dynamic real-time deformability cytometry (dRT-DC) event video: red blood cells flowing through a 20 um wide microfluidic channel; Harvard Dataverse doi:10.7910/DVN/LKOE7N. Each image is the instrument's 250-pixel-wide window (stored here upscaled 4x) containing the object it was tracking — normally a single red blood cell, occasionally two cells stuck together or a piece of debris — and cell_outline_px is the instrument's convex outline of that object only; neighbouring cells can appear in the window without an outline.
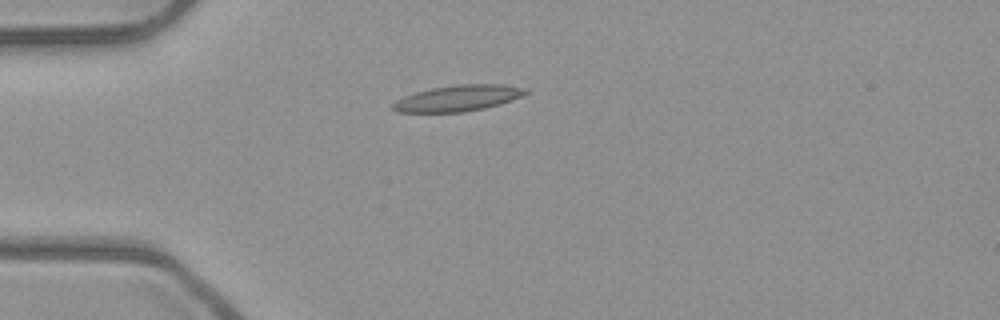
{"species": "common noctule bat (a hibernating species)", "species_latin": "Nyctalus noctula", "temperature_condition": "room temperature", "stored_images_in_passage": 4, "camera_frame_rate_fps": 3000, "um_per_image_px": 0.085, "animal": {"sex": "male", "body_mass_g": 23.1, "forearm_length_mm": 52.7}, "frame": {"image": 1, "passage_image": 4, "time_ms": 1.0, "image_size_px": [1000, 320], "cell_outline_px": [[528, 92], [520, 96], [500, 104], [484, 108], [464, 112], [396, 112], [392, 108], [392, 104], [396, 100], [404, 96], [416, 92], [432, 88], [460, 84], [504, 84], [528, 88]], "centroid_in_image_um": [38.93, 8.34], "position_along_channel_um": 46.1, "area_um2": 20.06}}